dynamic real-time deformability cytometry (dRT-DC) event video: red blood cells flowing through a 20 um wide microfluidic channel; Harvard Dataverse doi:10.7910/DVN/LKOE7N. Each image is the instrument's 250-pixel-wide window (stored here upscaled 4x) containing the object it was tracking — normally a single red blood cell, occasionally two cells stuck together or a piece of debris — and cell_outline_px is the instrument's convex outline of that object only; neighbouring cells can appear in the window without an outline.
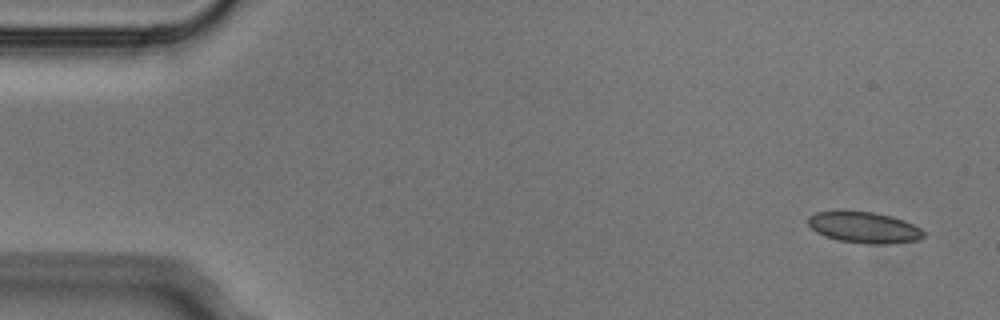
{"species": "Egyptian fruit bat (a non-hibernating species)", "species_latin": "Rousettus aegyptiacus", "temperature_condition": "cold", "stored_images_in_passage": 5, "segment_of_instrument_passage": [1, 2], "camera_frame_rate_fps": 3000, "um_per_image_px": 0.085, "animal": {"sex": "male"}, "frame": {"image": 1, "passage_image": 1, "time_ms": 0.0, "image_size_px": [1000, 320], "cell_outline_px": [[928, 232], [924, 236], [916, 240], [888, 244], [872, 244], [840, 240], [824, 236], [816, 232], [808, 224], [808, 216], [816, 212], [836, 208], [840, 208], [872, 212], [892, 216], [904, 220]], "centroid_in_image_um": [73.41, 19.28], "position_along_channel_um": 11.6, "area_um2": 21.56}}